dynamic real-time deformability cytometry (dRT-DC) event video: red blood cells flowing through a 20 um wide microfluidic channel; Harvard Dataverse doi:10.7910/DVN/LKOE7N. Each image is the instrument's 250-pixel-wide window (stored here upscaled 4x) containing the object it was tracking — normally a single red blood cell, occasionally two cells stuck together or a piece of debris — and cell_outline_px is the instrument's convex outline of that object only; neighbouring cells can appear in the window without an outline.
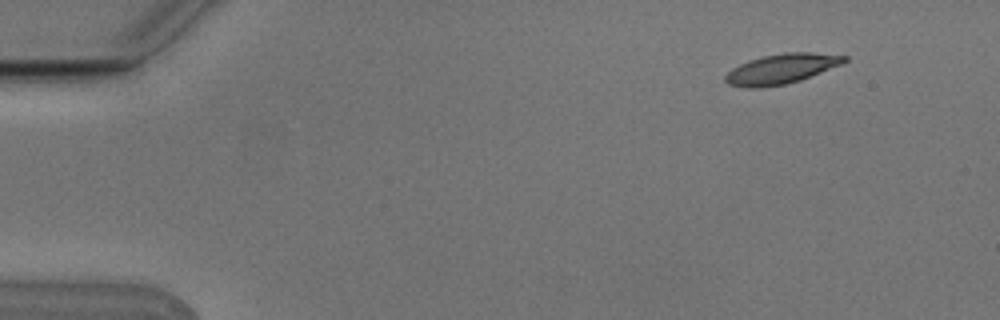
{"species": "Egyptian fruit bat (a non-hibernating species)", "species_latin": "Rousettus aegyptiacus", "temperature_condition": "cold", "stored_images_in_passage": 5, "camera_frame_rate_fps": 3000, "um_per_image_px": 0.085, "animal": {"sex": "male"}, "frame": {"image": 1, "passage_image": 2, "time_ms": 0.333, "image_size_px": [1000, 320], "cell_outline_px": [[848, 60], [840, 64], [800, 80], [784, 84], [760, 88], [744, 88], [728, 84], [724, 80], [724, 76], [732, 68], [748, 60], [764, 56], [784, 52], [812, 52], [848, 56]], "centroid_in_image_um": [66.37, 5.85], "position_along_channel_um": 18.6, "area_um2": 20.63}}